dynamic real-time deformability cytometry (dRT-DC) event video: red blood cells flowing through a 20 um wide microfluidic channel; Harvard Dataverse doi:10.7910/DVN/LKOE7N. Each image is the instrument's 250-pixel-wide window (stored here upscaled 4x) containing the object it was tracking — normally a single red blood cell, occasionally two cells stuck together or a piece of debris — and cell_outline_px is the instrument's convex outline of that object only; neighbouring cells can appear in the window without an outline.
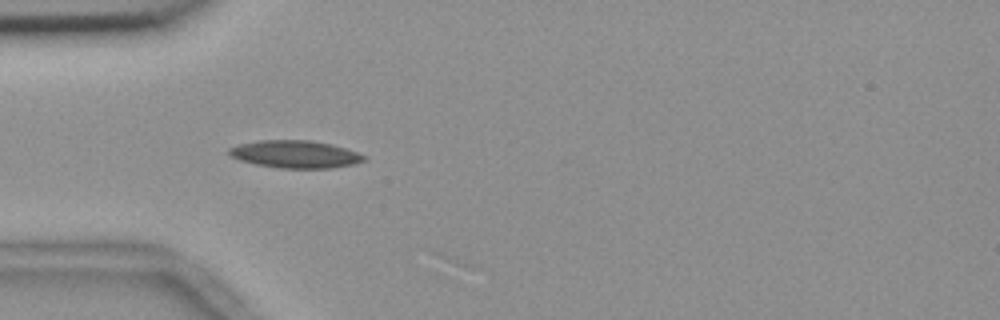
{"species": "common noctule bat (a hibernating species)", "species_latin": "Nyctalus noctula", "temperature_condition": "room temperature", "stored_images_in_passage": 4, "camera_frame_rate_fps": 3000, "um_per_image_px": 0.085, "animal": {"sex": "female", "body_mass_g": 18.4}, "frame": {"image": 1, "passage_image": 1, "time_ms": 0.0, "image_size_px": [1000, 320], "cell_outline_px": [[368, 160], [352, 164], [332, 168], [280, 168], [256, 164], [240, 160], [232, 156], [228, 152], [228, 148], [240, 144], [260, 140], [312, 140], [332, 144], [368, 156]], "centroid_in_image_um": [25.13, 13.1], "position_along_channel_um": 59.9, "area_um2": 21.62}}